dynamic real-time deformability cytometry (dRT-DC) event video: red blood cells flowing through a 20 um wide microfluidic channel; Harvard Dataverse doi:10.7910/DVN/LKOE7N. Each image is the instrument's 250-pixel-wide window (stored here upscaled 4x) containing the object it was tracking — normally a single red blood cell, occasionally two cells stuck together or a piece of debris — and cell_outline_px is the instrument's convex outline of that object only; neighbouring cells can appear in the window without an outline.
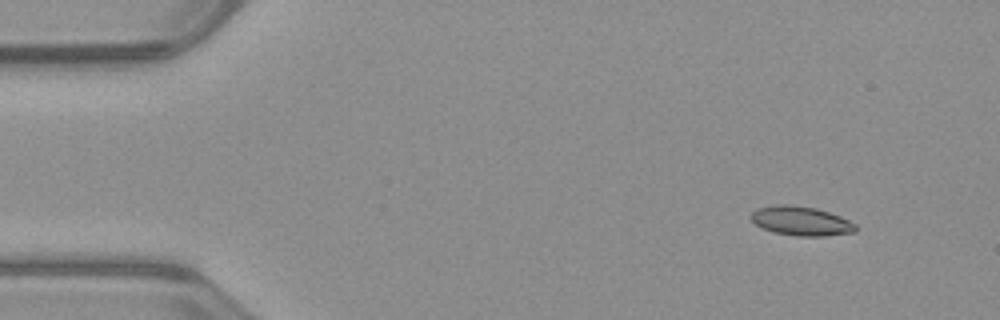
{"species": "common noctule bat (a hibernating species)", "species_latin": "Nyctalus noctula", "temperature_condition": "warm", "stored_images_in_passage": 49, "segment_of_instrument_passage": [1, 2], "camera_frame_rate_fps": 3000, "um_per_image_px": 0.085, "animal": {"sex": "male", "body_mass_g": 23.1, "forearm_length_mm": 52.7}, "frame": {"image": 1, "passage_image": 1, "time_ms": 0.0, "image_size_px": [1000, 320], "cell_outline_px": [[856, 232], [824, 236], [796, 236], [772, 232], [756, 224], [748, 216], [756, 208], [776, 204], [788, 204], [816, 208], [840, 216], [856, 224]], "centroid_in_image_um": [68.07, 18.78], "position_along_channel_um": 16.9, "area_um2": 17.92}}
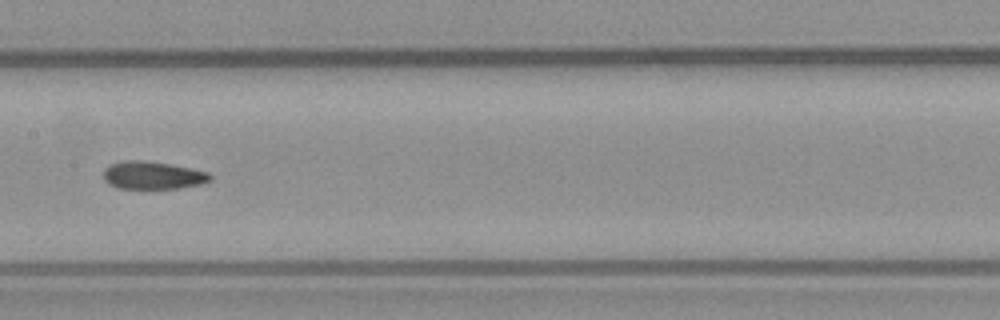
{"frame": {"image": 2, "passage_image": 22, "time_ms": 7.0, "image_size_px": [1000, 320], "cell_outline_px": [[212, 180], [200, 184], [180, 188], [120, 188], [108, 184], [104, 180], [104, 168], [112, 164], [124, 160], [140, 160], [168, 164], [192, 168], [208, 172], [212, 176]], "centroid_in_image_um": [12.99, 14.9], "position_along_channel_um": 194.4, "area_um2": 17.17}}
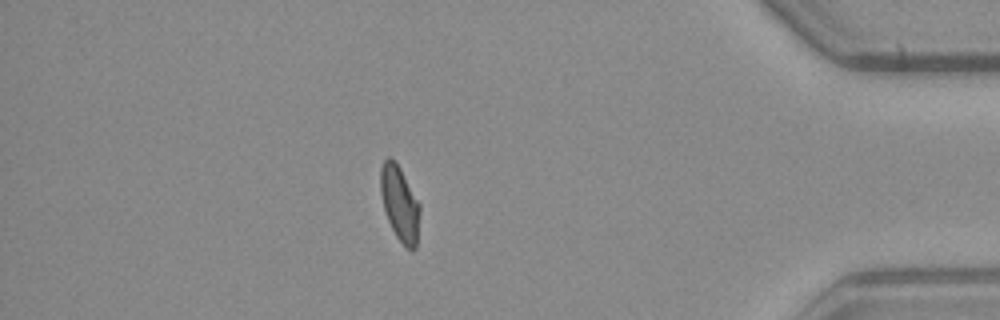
{"frame": {"image": 3, "passage_image": 41, "time_ms": 13.333, "image_size_px": [1000, 320], "cell_outline_px": [[420, 212], [416, 248], [412, 252], [396, 236], [388, 220], [384, 208], [380, 192], [380, 168], [384, 160], [388, 156], [396, 160], [420, 204]], "centroid_in_image_um": [33.98, 17.26], "position_along_channel_um": 401.2, "area_um2": 17.22}}